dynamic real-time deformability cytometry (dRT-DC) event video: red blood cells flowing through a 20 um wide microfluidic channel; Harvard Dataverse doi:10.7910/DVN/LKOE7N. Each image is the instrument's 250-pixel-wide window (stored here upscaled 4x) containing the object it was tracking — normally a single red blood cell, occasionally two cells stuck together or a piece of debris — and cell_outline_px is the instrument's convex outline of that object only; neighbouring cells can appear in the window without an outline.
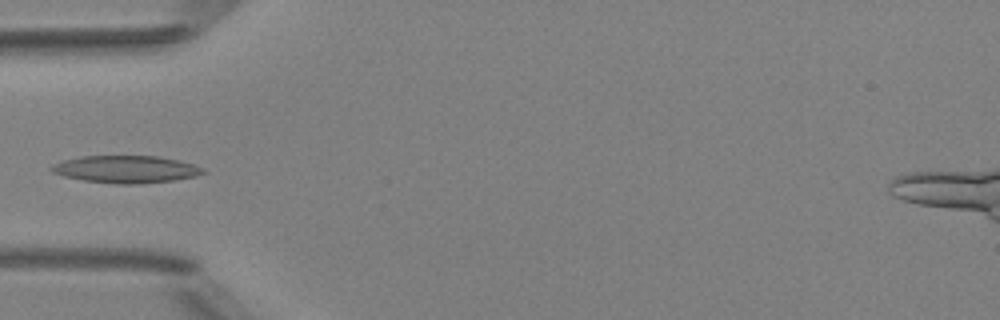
{"species": "Egyptian fruit bat (a non-hibernating species)", "species_latin": "Rousettus aegyptiacus", "temperature_condition": "room temperature", "stored_images_in_passage": 5, "camera_frame_rate_fps": 3000, "um_per_image_px": 0.085, "animal": {"sex": "female"}, "frame": {"image": 1, "passage_image": 5, "time_ms": 4.667, "image_size_px": [1000, 320], "cell_outline_px": [[208, 172], [196, 176], [172, 180], [140, 184], [116, 184], [84, 180], [64, 176], [52, 172], [48, 168], [52, 164], [64, 160], [80, 156], [160, 156], [192, 164], [204, 168]], "centroid_in_image_um": [10.69, 14.38], "position_along_channel_um": 74.3, "area_um2": 24.16}}